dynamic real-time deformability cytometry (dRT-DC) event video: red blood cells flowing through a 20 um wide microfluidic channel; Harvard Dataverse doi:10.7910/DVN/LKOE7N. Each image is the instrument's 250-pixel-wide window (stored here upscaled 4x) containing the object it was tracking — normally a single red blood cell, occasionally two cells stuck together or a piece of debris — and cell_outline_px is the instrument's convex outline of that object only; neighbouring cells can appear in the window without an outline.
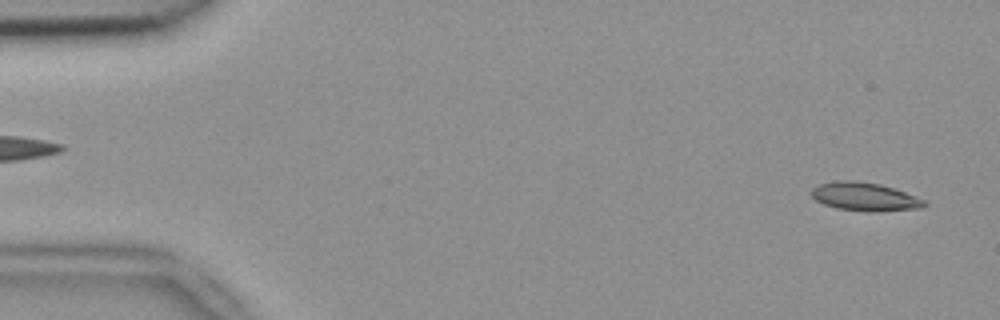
{"species": "common noctule bat (a hibernating species)", "species_latin": "Nyctalus noctula", "temperature_condition": "room temperature", "stored_images_in_passage": 52, "camera_frame_rate_fps": 3000, "um_per_image_px": 0.085, "animal": {"sex": "female", "body_mass_g": 18.4}, "frame": {"image": 1, "passage_image": 2, "time_ms": 0.333, "image_size_px": [1000, 320], "cell_outline_px": [[928, 204], [920, 208], [876, 212], [868, 212], [836, 208], [824, 204], [816, 200], [812, 196], [812, 188], [820, 184], [836, 180], [852, 180], [880, 184], [904, 192], [924, 200]], "centroid_in_image_um": [73.49, 16.72], "position_along_channel_um": 11.5, "area_um2": 18.55}}
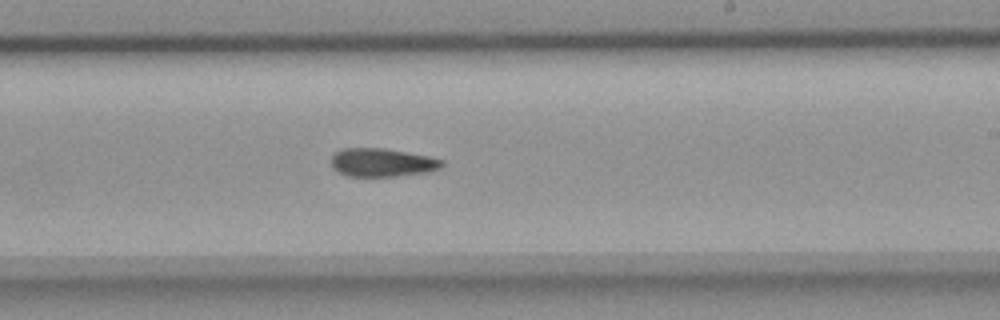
{"frame": {"image": 2, "passage_image": 31, "time_ms": 10.0, "image_size_px": [1000, 320], "cell_outline_px": [[444, 164], [440, 168], [428, 172], [396, 176], [348, 176], [332, 168], [332, 156], [336, 152], [344, 148], [384, 148], [428, 156], [444, 160]], "centroid_in_image_um": [32.5, 13.81], "position_along_channel_um": 256.5, "area_um2": 18.21}}
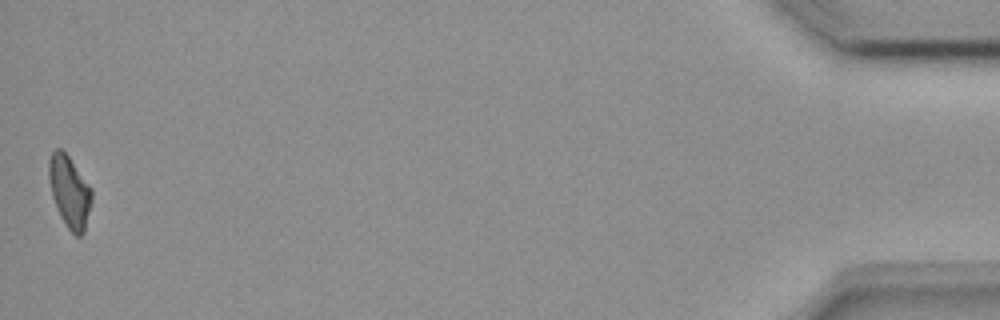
{"frame": {"image": 3, "passage_image": 52, "time_ms": 17.0, "image_size_px": [1000, 320], "cell_outline_px": [[92, 200], [84, 232], [80, 236], [76, 236], [68, 228], [60, 216], [52, 196], [48, 180], [48, 160], [52, 152], [56, 148], [60, 148], [68, 156], [92, 188]], "centroid_in_image_um": [5.9, 16.28], "position_along_channel_um": 429.3, "area_um2": 17.92}, "authors_computed_cell_mechanics": {"area_um2": 18.496, "velocity_mm_per_s": 3.8144, "shape_relaxation_time_tau1_ms": 7.4932, "shape_relaxation_time_tau2_ms": null, "deformation_change_tau1": 0.1763, "deformation_change_tau2": null}}